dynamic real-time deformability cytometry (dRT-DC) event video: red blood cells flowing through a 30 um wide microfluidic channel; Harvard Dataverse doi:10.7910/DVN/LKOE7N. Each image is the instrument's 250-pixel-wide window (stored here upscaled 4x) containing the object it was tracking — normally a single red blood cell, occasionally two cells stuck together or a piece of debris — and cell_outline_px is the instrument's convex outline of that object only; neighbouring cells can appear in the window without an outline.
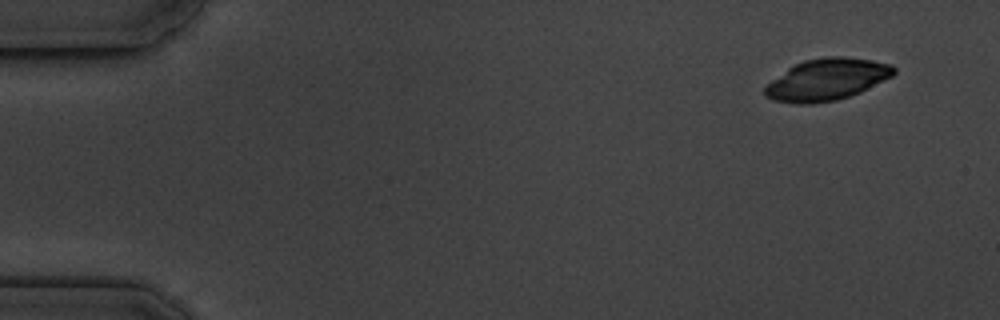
{"species": "common noctule bat (a hibernating species)", "species_latin": "Nyctalus noctula", "temperature_condition": "cold", "stored_images_in_passage": 5, "camera_frame_rate_fps": 3000, "um_per_image_px": 0.085, "animal": {"sex": "male", "body_mass_g": 19.5, "forearm_length_mm": 54.6}, "frame": {"image": 1, "passage_image": 1, "time_ms": 0.0, "image_size_px": [1000, 320], "cell_outline_px": [[896, 72], [892, 76], [860, 92], [836, 100], [812, 104], [796, 104], [772, 100], [764, 96], [764, 88], [772, 80], [788, 68], [804, 60], [824, 56], [844, 56], [872, 60], [892, 64], [896, 68]], "centroid_in_image_um": [70.28, 6.76], "position_along_channel_um": 14.7, "area_um2": 31.39}}